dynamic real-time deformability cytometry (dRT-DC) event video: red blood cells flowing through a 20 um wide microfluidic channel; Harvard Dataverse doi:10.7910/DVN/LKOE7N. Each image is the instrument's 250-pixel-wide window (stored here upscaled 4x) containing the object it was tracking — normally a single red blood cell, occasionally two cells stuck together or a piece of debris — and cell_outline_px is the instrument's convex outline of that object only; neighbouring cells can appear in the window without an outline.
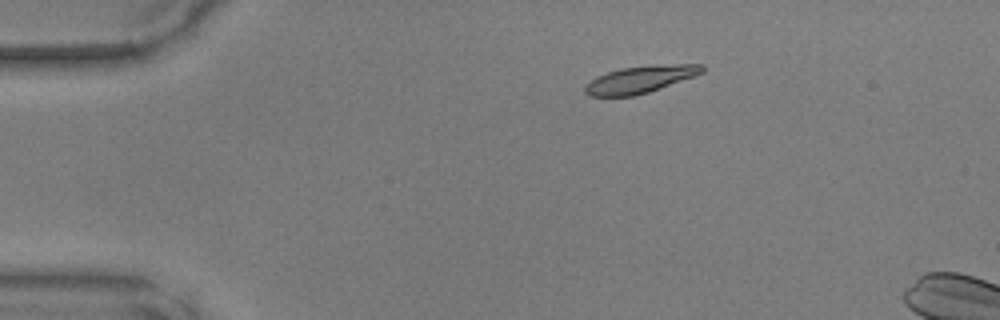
{"species": "common noctule bat (a hibernating species)", "species_latin": "Nyctalus noctula", "temperature_condition": "warm", "stored_images_in_passage": 4, "camera_frame_rate_fps": 3000, "um_per_image_px": 0.085, "animal": {"sex": "male", "body_mass_g": 17.9, "forearm_length_mm": 54.2}, "frame": {"image": 1, "passage_image": 1, "time_ms": 0.0, "image_size_px": [1000, 320], "cell_outline_px": [[704, 72], [660, 88], [648, 92], [632, 96], [588, 96], [584, 92], [584, 84], [588, 80], [596, 76], [620, 68], [680, 64], [704, 64]], "centroid_in_image_um": [54.34, 6.76], "position_along_channel_um": 30.7, "area_um2": 18.26}}